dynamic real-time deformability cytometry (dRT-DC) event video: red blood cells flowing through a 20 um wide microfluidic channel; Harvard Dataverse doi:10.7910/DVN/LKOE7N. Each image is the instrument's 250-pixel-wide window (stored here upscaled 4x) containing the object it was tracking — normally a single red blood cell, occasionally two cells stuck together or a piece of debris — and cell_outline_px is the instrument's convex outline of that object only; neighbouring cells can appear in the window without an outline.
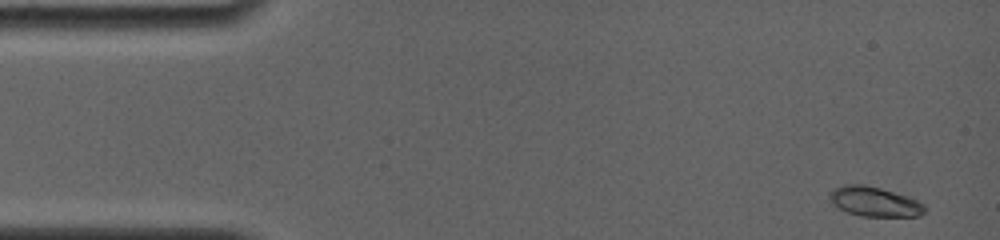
{"species": "common noctule bat (a hibernating species)", "species_latin": "Nyctalus noctula", "temperature_condition": "room temperature", "stored_images_in_passage": 6, "camera_frame_rate_fps": 4000, "um_per_image_px": 0.085, "animal": {"sex": "female", "body_mass_g": 19.0, "forearm_length_mm": 56.7}, "frame": {"image": 1, "passage_image": 1, "time_ms": 0.0, "image_size_px": [1000, 240], "cell_outline_px": [[928, 208], [920, 216], [860, 216], [848, 212], [832, 204], [828, 196], [836, 188], [844, 184], [864, 184], [880, 188], [908, 196], [924, 204]], "centroid_in_image_um": [74.36, 17.14], "position_along_channel_um": 10.6, "area_um2": 16.42}}
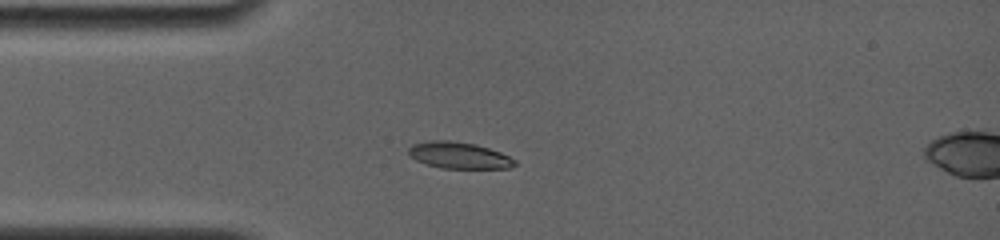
{"frame": {"image": 2, "passage_image": 5, "time_ms": 3.5, "image_size_px": [1000, 240], "cell_outline_px": [[516, 164], [508, 168], [440, 168], [416, 160], [408, 156], [408, 148], [412, 144], [432, 140], [448, 140], [476, 144], [500, 152], [516, 160]], "centroid_in_image_um": [38.98, 13.2], "position_along_channel_um": 46.0, "area_um2": 16.36}}